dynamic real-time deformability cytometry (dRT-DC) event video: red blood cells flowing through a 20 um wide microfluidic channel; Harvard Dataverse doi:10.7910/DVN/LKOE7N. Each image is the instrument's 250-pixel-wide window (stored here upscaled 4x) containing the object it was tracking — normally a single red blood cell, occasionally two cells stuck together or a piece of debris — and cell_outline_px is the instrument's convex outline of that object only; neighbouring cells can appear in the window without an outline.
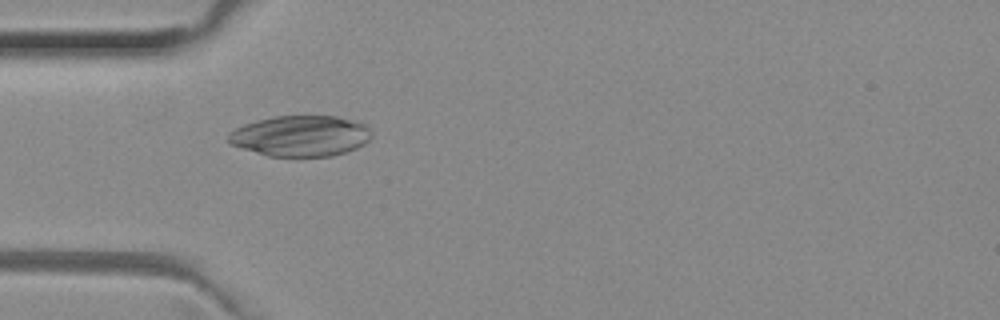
{"species": "common noctule bat (a hibernating species)", "species_latin": "Nyctalus noctula", "temperature_condition": "room temperature", "stored_images_in_passage": 51, "camera_frame_rate_fps": 3000, "um_per_image_px": 0.085, "animal": {"sex": "female", "body_mass_g": 29.2, "forearm_length_mm": 56.3}, "frame": {"image": 1, "passage_image": 15, "time_ms": 4.667, "image_size_px": [1000, 320], "cell_outline_px": [[372, 136], [364, 144], [356, 148], [332, 156], [268, 156], [228, 144], [228, 136], [236, 128], [244, 124], [256, 120], [276, 116], [336, 116], [356, 120], [364, 124], [372, 132]], "centroid_in_image_um": [25.56, 11.55], "position_along_channel_um": 59.4, "area_um2": 34.04}}
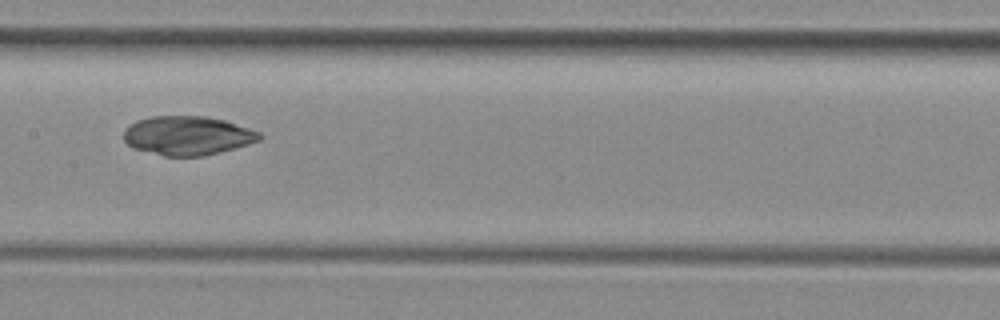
{"frame": {"image": 2, "passage_image": 25, "time_ms": 8.0, "image_size_px": [1000, 320], "cell_outline_px": [[264, 136], [260, 140], [248, 144], [220, 152], [204, 156], [164, 156], [132, 148], [124, 140], [124, 128], [136, 120], [152, 116], [208, 116], [224, 120], [260, 132]], "centroid_in_image_um": [15.92, 11.52], "position_along_channel_um": 191.5, "area_um2": 30.98}}
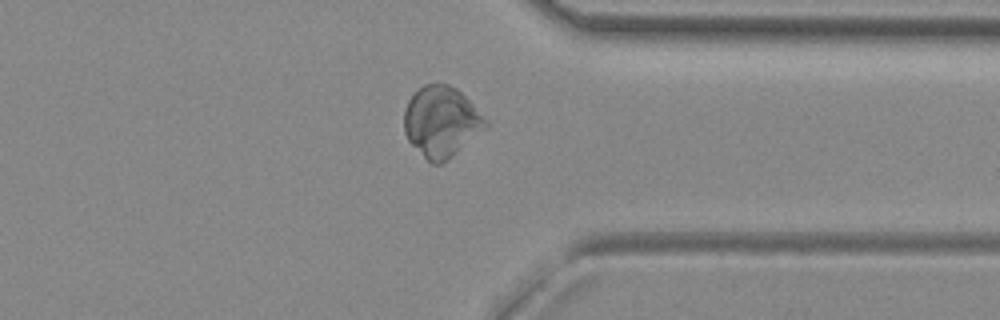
{"frame": {"image": 3, "passage_image": 39, "time_ms": 12.667, "image_size_px": [1000, 320], "cell_outline_px": [[488, 124], [448, 160], [440, 164], [432, 164], [408, 140], [404, 132], [404, 108], [408, 100], [424, 84], [448, 84], [456, 88], [488, 120]], "centroid_in_image_um": [37.48, 10.34], "position_along_channel_um": 373.9, "area_um2": 32.95}}